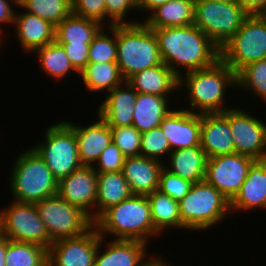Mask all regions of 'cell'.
Segmentation results:
<instances>
[{
	"mask_svg": "<svg viewBox=\"0 0 266 266\" xmlns=\"http://www.w3.org/2000/svg\"><path fill=\"white\" fill-rule=\"evenodd\" d=\"M152 30L162 62L178 77L182 76L179 66L187 70L183 73L191 72L211 67L220 59V48L194 24Z\"/></svg>",
	"mask_w": 266,
	"mask_h": 266,
	"instance_id": "obj_1",
	"label": "cell"
},
{
	"mask_svg": "<svg viewBox=\"0 0 266 266\" xmlns=\"http://www.w3.org/2000/svg\"><path fill=\"white\" fill-rule=\"evenodd\" d=\"M195 0H173L158 6L144 23L151 29L183 27L194 24Z\"/></svg>",
	"mask_w": 266,
	"mask_h": 266,
	"instance_id": "obj_27",
	"label": "cell"
},
{
	"mask_svg": "<svg viewBox=\"0 0 266 266\" xmlns=\"http://www.w3.org/2000/svg\"><path fill=\"white\" fill-rule=\"evenodd\" d=\"M250 14L238 3L195 0L194 25L220 49Z\"/></svg>",
	"mask_w": 266,
	"mask_h": 266,
	"instance_id": "obj_7",
	"label": "cell"
},
{
	"mask_svg": "<svg viewBox=\"0 0 266 266\" xmlns=\"http://www.w3.org/2000/svg\"><path fill=\"white\" fill-rule=\"evenodd\" d=\"M116 63L125 80L163 63L155 34L144 22L117 25Z\"/></svg>",
	"mask_w": 266,
	"mask_h": 266,
	"instance_id": "obj_4",
	"label": "cell"
},
{
	"mask_svg": "<svg viewBox=\"0 0 266 266\" xmlns=\"http://www.w3.org/2000/svg\"><path fill=\"white\" fill-rule=\"evenodd\" d=\"M155 266H170V264H168L167 262H165V259H159V258H155ZM173 266V265H171Z\"/></svg>",
	"mask_w": 266,
	"mask_h": 266,
	"instance_id": "obj_48",
	"label": "cell"
},
{
	"mask_svg": "<svg viewBox=\"0 0 266 266\" xmlns=\"http://www.w3.org/2000/svg\"><path fill=\"white\" fill-rule=\"evenodd\" d=\"M94 227L101 237L114 235V239L139 240L148 243L152 236L160 235L154 228L151 206L147 196L132 195L104 210L95 220Z\"/></svg>",
	"mask_w": 266,
	"mask_h": 266,
	"instance_id": "obj_2",
	"label": "cell"
},
{
	"mask_svg": "<svg viewBox=\"0 0 266 266\" xmlns=\"http://www.w3.org/2000/svg\"><path fill=\"white\" fill-rule=\"evenodd\" d=\"M34 52H37V58L39 57L38 61L43 71L56 80L67 77L72 70L78 72L71 64L63 46L55 40Z\"/></svg>",
	"mask_w": 266,
	"mask_h": 266,
	"instance_id": "obj_33",
	"label": "cell"
},
{
	"mask_svg": "<svg viewBox=\"0 0 266 266\" xmlns=\"http://www.w3.org/2000/svg\"><path fill=\"white\" fill-rule=\"evenodd\" d=\"M45 140L32 148L59 181L82 166L74 130L65 122L58 121L47 127Z\"/></svg>",
	"mask_w": 266,
	"mask_h": 266,
	"instance_id": "obj_8",
	"label": "cell"
},
{
	"mask_svg": "<svg viewBox=\"0 0 266 266\" xmlns=\"http://www.w3.org/2000/svg\"><path fill=\"white\" fill-rule=\"evenodd\" d=\"M250 15H263L266 12V0H238Z\"/></svg>",
	"mask_w": 266,
	"mask_h": 266,
	"instance_id": "obj_45",
	"label": "cell"
},
{
	"mask_svg": "<svg viewBox=\"0 0 266 266\" xmlns=\"http://www.w3.org/2000/svg\"><path fill=\"white\" fill-rule=\"evenodd\" d=\"M103 27L90 43L88 63H106L117 61V25L108 27L109 34ZM110 29V30H109Z\"/></svg>",
	"mask_w": 266,
	"mask_h": 266,
	"instance_id": "obj_36",
	"label": "cell"
},
{
	"mask_svg": "<svg viewBox=\"0 0 266 266\" xmlns=\"http://www.w3.org/2000/svg\"><path fill=\"white\" fill-rule=\"evenodd\" d=\"M148 266H155V259L152 258L149 262V265Z\"/></svg>",
	"mask_w": 266,
	"mask_h": 266,
	"instance_id": "obj_50",
	"label": "cell"
},
{
	"mask_svg": "<svg viewBox=\"0 0 266 266\" xmlns=\"http://www.w3.org/2000/svg\"><path fill=\"white\" fill-rule=\"evenodd\" d=\"M108 93L98 108V115L110 127L131 126L137 91L125 81Z\"/></svg>",
	"mask_w": 266,
	"mask_h": 266,
	"instance_id": "obj_21",
	"label": "cell"
},
{
	"mask_svg": "<svg viewBox=\"0 0 266 266\" xmlns=\"http://www.w3.org/2000/svg\"><path fill=\"white\" fill-rule=\"evenodd\" d=\"M182 75L179 77V87L185 85L187 89L189 105L193 108L191 112L223 113L231 109L229 106L224 107V96L227 87L237 88L236 73L221 59L211 67L185 72ZM195 108L198 109L197 112Z\"/></svg>",
	"mask_w": 266,
	"mask_h": 266,
	"instance_id": "obj_3",
	"label": "cell"
},
{
	"mask_svg": "<svg viewBox=\"0 0 266 266\" xmlns=\"http://www.w3.org/2000/svg\"><path fill=\"white\" fill-rule=\"evenodd\" d=\"M5 266H48V249L6 237Z\"/></svg>",
	"mask_w": 266,
	"mask_h": 266,
	"instance_id": "obj_32",
	"label": "cell"
},
{
	"mask_svg": "<svg viewBox=\"0 0 266 266\" xmlns=\"http://www.w3.org/2000/svg\"><path fill=\"white\" fill-rule=\"evenodd\" d=\"M106 18L108 26L137 24L138 21H127V13L131 10H138L137 0H105ZM110 18V19H109ZM126 19V20H124Z\"/></svg>",
	"mask_w": 266,
	"mask_h": 266,
	"instance_id": "obj_40",
	"label": "cell"
},
{
	"mask_svg": "<svg viewBox=\"0 0 266 266\" xmlns=\"http://www.w3.org/2000/svg\"><path fill=\"white\" fill-rule=\"evenodd\" d=\"M57 26L73 13L72 0H18V7Z\"/></svg>",
	"mask_w": 266,
	"mask_h": 266,
	"instance_id": "obj_34",
	"label": "cell"
},
{
	"mask_svg": "<svg viewBox=\"0 0 266 266\" xmlns=\"http://www.w3.org/2000/svg\"><path fill=\"white\" fill-rule=\"evenodd\" d=\"M79 75L87 90L95 93L105 89L110 92L126 81L116 62L88 63Z\"/></svg>",
	"mask_w": 266,
	"mask_h": 266,
	"instance_id": "obj_30",
	"label": "cell"
},
{
	"mask_svg": "<svg viewBox=\"0 0 266 266\" xmlns=\"http://www.w3.org/2000/svg\"><path fill=\"white\" fill-rule=\"evenodd\" d=\"M216 2L238 3V0H212Z\"/></svg>",
	"mask_w": 266,
	"mask_h": 266,
	"instance_id": "obj_49",
	"label": "cell"
},
{
	"mask_svg": "<svg viewBox=\"0 0 266 266\" xmlns=\"http://www.w3.org/2000/svg\"><path fill=\"white\" fill-rule=\"evenodd\" d=\"M160 127L172 151L200 146L201 114L189 109H172Z\"/></svg>",
	"mask_w": 266,
	"mask_h": 266,
	"instance_id": "obj_16",
	"label": "cell"
},
{
	"mask_svg": "<svg viewBox=\"0 0 266 266\" xmlns=\"http://www.w3.org/2000/svg\"><path fill=\"white\" fill-rule=\"evenodd\" d=\"M103 27L96 20L72 13L56 26L55 41L59 44L91 43Z\"/></svg>",
	"mask_w": 266,
	"mask_h": 266,
	"instance_id": "obj_29",
	"label": "cell"
},
{
	"mask_svg": "<svg viewBox=\"0 0 266 266\" xmlns=\"http://www.w3.org/2000/svg\"><path fill=\"white\" fill-rule=\"evenodd\" d=\"M57 194L71 205L81 208L93 221L96 219L97 172L93 166L82 165L59 180Z\"/></svg>",
	"mask_w": 266,
	"mask_h": 266,
	"instance_id": "obj_15",
	"label": "cell"
},
{
	"mask_svg": "<svg viewBox=\"0 0 266 266\" xmlns=\"http://www.w3.org/2000/svg\"><path fill=\"white\" fill-rule=\"evenodd\" d=\"M168 156L170 165L165 168L171 173L192 183L204 180L208 158L201 146L178 149Z\"/></svg>",
	"mask_w": 266,
	"mask_h": 266,
	"instance_id": "obj_25",
	"label": "cell"
},
{
	"mask_svg": "<svg viewBox=\"0 0 266 266\" xmlns=\"http://www.w3.org/2000/svg\"><path fill=\"white\" fill-rule=\"evenodd\" d=\"M24 12L15 13L13 25L16 26V35L23 50L33 53L55 40L56 26L36 15Z\"/></svg>",
	"mask_w": 266,
	"mask_h": 266,
	"instance_id": "obj_23",
	"label": "cell"
},
{
	"mask_svg": "<svg viewBox=\"0 0 266 266\" xmlns=\"http://www.w3.org/2000/svg\"><path fill=\"white\" fill-rule=\"evenodd\" d=\"M128 84L138 93L169 97L179 87V77L164 63L133 74Z\"/></svg>",
	"mask_w": 266,
	"mask_h": 266,
	"instance_id": "obj_24",
	"label": "cell"
},
{
	"mask_svg": "<svg viewBox=\"0 0 266 266\" xmlns=\"http://www.w3.org/2000/svg\"><path fill=\"white\" fill-rule=\"evenodd\" d=\"M254 161L236 152L208 158L204 180L231 201L239 192Z\"/></svg>",
	"mask_w": 266,
	"mask_h": 266,
	"instance_id": "obj_12",
	"label": "cell"
},
{
	"mask_svg": "<svg viewBox=\"0 0 266 266\" xmlns=\"http://www.w3.org/2000/svg\"><path fill=\"white\" fill-rule=\"evenodd\" d=\"M200 146L207 158L235 153L229 110L201 114Z\"/></svg>",
	"mask_w": 266,
	"mask_h": 266,
	"instance_id": "obj_17",
	"label": "cell"
},
{
	"mask_svg": "<svg viewBox=\"0 0 266 266\" xmlns=\"http://www.w3.org/2000/svg\"><path fill=\"white\" fill-rule=\"evenodd\" d=\"M0 233L9 240L32 243L47 249L52 244L35 204L14 201L0 211Z\"/></svg>",
	"mask_w": 266,
	"mask_h": 266,
	"instance_id": "obj_11",
	"label": "cell"
},
{
	"mask_svg": "<svg viewBox=\"0 0 266 266\" xmlns=\"http://www.w3.org/2000/svg\"><path fill=\"white\" fill-rule=\"evenodd\" d=\"M182 230H208L232 211L230 201L205 180L193 183L188 194L179 201Z\"/></svg>",
	"mask_w": 266,
	"mask_h": 266,
	"instance_id": "obj_6",
	"label": "cell"
},
{
	"mask_svg": "<svg viewBox=\"0 0 266 266\" xmlns=\"http://www.w3.org/2000/svg\"><path fill=\"white\" fill-rule=\"evenodd\" d=\"M105 237L99 235V246L94 266H148L151 259L147 258L146 248L149 243L139 240L113 239L105 245L101 253ZM108 245V246H106Z\"/></svg>",
	"mask_w": 266,
	"mask_h": 266,
	"instance_id": "obj_18",
	"label": "cell"
},
{
	"mask_svg": "<svg viewBox=\"0 0 266 266\" xmlns=\"http://www.w3.org/2000/svg\"><path fill=\"white\" fill-rule=\"evenodd\" d=\"M266 58V18L249 15L220 49V59L236 74L249 63Z\"/></svg>",
	"mask_w": 266,
	"mask_h": 266,
	"instance_id": "obj_9",
	"label": "cell"
},
{
	"mask_svg": "<svg viewBox=\"0 0 266 266\" xmlns=\"http://www.w3.org/2000/svg\"><path fill=\"white\" fill-rule=\"evenodd\" d=\"M13 163L8 185L14 201L35 204L57 194L58 181L32 148L23 151Z\"/></svg>",
	"mask_w": 266,
	"mask_h": 266,
	"instance_id": "obj_5",
	"label": "cell"
},
{
	"mask_svg": "<svg viewBox=\"0 0 266 266\" xmlns=\"http://www.w3.org/2000/svg\"><path fill=\"white\" fill-rule=\"evenodd\" d=\"M235 152L254 160L266 159V124L242 109H229Z\"/></svg>",
	"mask_w": 266,
	"mask_h": 266,
	"instance_id": "obj_13",
	"label": "cell"
},
{
	"mask_svg": "<svg viewBox=\"0 0 266 266\" xmlns=\"http://www.w3.org/2000/svg\"><path fill=\"white\" fill-rule=\"evenodd\" d=\"M124 159L125 157L120 149L111 142L110 145L103 150L96 165L93 167L97 173L119 172L122 171Z\"/></svg>",
	"mask_w": 266,
	"mask_h": 266,
	"instance_id": "obj_41",
	"label": "cell"
},
{
	"mask_svg": "<svg viewBox=\"0 0 266 266\" xmlns=\"http://www.w3.org/2000/svg\"><path fill=\"white\" fill-rule=\"evenodd\" d=\"M147 197L151 206L153 225L159 233L169 227L182 229L179 201L174 200L158 189L148 194Z\"/></svg>",
	"mask_w": 266,
	"mask_h": 266,
	"instance_id": "obj_31",
	"label": "cell"
},
{
	"mask_svg": "<svg viewBox=\"0 0 266 266\" xmlns=\"http://www.w3.org/2000/svg\"><path fill=\"white\" fill-rule=\"evenodd\" d=\"M35 206L52 243L79 237L94 226V221L87 213L58 194L44 198Z\"/></svg>",
	"mask_w": 266,
	"mask_h": 266,
	"instance_id": "obj_10",
	"label": "cell"
},
{
	"mask_svg": "<svg viewBox=\"0 0 266 266\" xmlns=\"http://www.w3.org/2000/svg\"><path fill=\"white\" fill-rule=\"evenodd\" d=\"M71 61V64L78 71V74L88 64V52L90 43L82 44H61Z\"/></svg>",
	"mask_w": 266,
	"mask_h": 266,
	"instance_id": "obj_43",
	"label": "cell"
},
{
	"mask_svg": "<svg viewBox=\"0 0 266 266\" xmlns=\"http://www.w3.org/2000/svg\"><path fill=\"white\" fill-rule=\"evenodd\" d=\"M6 236L0 233V266H5Z\"/></svg>",
	"mask_w": 266,
	"mask_h": 266,
	"instance_id": "obj_47",
	"label": "cell"
},
{
	"mask_svg": "<svg viewBox=\"0 0 266 266\" xmlns=\"http://www.w3.org/2000/svg\"><path fill=\"white\" fill-rule=\"evenodd\" d=\"M163 162L144 156L124 159L122 173L133 195L147 196L158 189Z\"/></svg>",
	"mask_w": 266,
	"mask_h": 266,
	"instance_id": "obj_20",
	"label": "cell"
},
{
	"mask_svg": "<svg viewBox=\"0 0 266 266\" xmlns=\"http://www.w3.org/2000/svg\"><path fill=\"white\" fill-rule=\"evenodd\" d=\"M192 185V182L171 173L165 168V165L160 172L158 190L166 193L176 201L183 199L190 191Z\"/></svg>",
	"mask_w": 266,
	"mask_h": 266,
	"instance_id": "obj_39",
	"label": "cell"
},
{
	"mask_svg": "<svg viewBox=\"0 0 266 266\" xmlns=\"http://www.w3.org/2000/svg\"><path fill=\"white\" fill-rule=\"evenodd\" d=\"M173 0H137V8L138 10H145L152 12L158 6L168 3Z\"/></svg>",
	"mask_w": 266,
	"mask_h": 266,
	"instance_id": "obj_46",
	"label": "cell"
},
{
	"mask_svg": "<svg viewBox=\"0 0 266 266\" xmlns=\"http://www.w3.org/2000/svg\"><path fill=\"white\" fill-rule=\"evenodd\" d=\"M238 88L251 90L266 102V58L249 63L236 74Z\"/></svg>",
	"mask_w": 266,
	"mask_h": 266,
	"instance_id": "obj_35",
	"label": "cell"
},
{
	"mask_svg": "<svg viewBox=\"0 0 266 266\" xmlns=\"http://www.w3.org/2000/svg\"><path fill=\"white\" fill-rule=\"evenodd\" d=\"M98 246L94 226L79 237L57 240L48 249V266H94Z\"/></svg>",
	"mask_w": 266,
	"mask_h": 266,
	"instance_id": "obj_14",
	"label": "cell"
},
{
	"mask_svg": "<svg viewBox=\"0 0 266 266\" xmlns=\"http://www.w3.org/2000/svg\"><path fill=\"white\" fill-rule=\"evenodd\" d=\"M171 152V147L160 126L141 133L140 156L161 161L162 155L165 156Z\"/></svg>",
	"mask_w": 266,
	"mask_h": 266,
	"instance_id": "obj_37",
	"label": "cell"
},
{
	"mask_svg": "<svg viewBox=\"0 0 266 266\" xmlns=\"http://www.w3.org/2000/svg\"><path fill=\"white\" fill-rule=\"evenodd\" d=\"M112 142L125 158L140 156L141 133L133 126L110 127Z\"/></svg>",
	"mask_w": 266,
	"mask_h": 266,
	"instance_id": "obj_38",
	"label": "cell"
},
{
	"mask_svg": "<svg viewBox=\"0 0 266 266\" xmlns=\"http://www.w3.org/2000/svg\"><path fill=\"white\" fill-rule=\"evenodd\" d=\"M97 117L99 119L88 126L65 121L75 132L79 159L85 166H94L103 150L112 142L110 126L100 115Z\"/></svg>",
	"mask_w": 266,
	"mask_h": 266,
	"instance_id": "obj_19",
	"label": "cell"
},
{
	"mask_svg": "<svg viewBox=\"0 0 266 266\" xmlns=\"http://www.w3.org/2000/svg\"><path fill=\"white\" fill-rule=\"evenodd\" d=\"M122 171L97 173L96 218L108 207L132 196Z\"/></svg>",
	"mask_w": 266,
	"mask_h": 266,
	"instance_id": "obj_28",
	"label": "cell"
},
{
	"mask_svg": "<svg viewBox=\"0 0 266 266\" xmlns=\"http://www.w3.org/2000/svg\"><path fill=\"white\" fill-rule=\"evenodd\" d=\"M14 3L18 6V0H0V23L1 24H14L15 18V10L13 6L11 7V3ZM14 10V11H13ZM2 29L0 27V34L2 35Z\"/></svg>",
	"mask_w": 266,
	"mask_h": 266,
	"instance_id": "obj_44",
	"label": "cell"
},
{
	"mask_svg": "<svg viewBox=\"0 0 266 266\" xmlns=\"http://www.w3.org/2000/svg\"><path fill=\"white\" fill-rule=\"evenodd\" d=\"M266 208V159L255 160L239 192L230 201V210Z\"/></svg>",
	"mask_w": 266,
	"mask_h": 266,
	"instance_id": "obj_22",
	"label": "cell"
},
{
	"mask_svg": "<svg viewBox=\"0 0 266 266\" xmlns=\"http://www.w3.org/2000/svg\"><path fill=\"white\" fill-rule=\"evenodd\" d=\"M169 102L168 97L137 92L132 125L140 133L159 127L172 110L168 106Z\"/></svg>",
	"mask_w": 266,
	"mask_h": 266,
	"instance_id": "obj_26",
	"label": "cell"
},
{
	"mask_svg": "<svg viewBox=\"0 0 266 266\" xmlns=\"http://www.w3.org/2000/svg\"><path fill=\"white\" fill-rule=\"evenodd\" d=\"M73 13L75 15L106 23L105 0H72Z\"/></svg>",
	"mask_w": 266,
	"mask_h": 266,
	"instance_id": "obj_42",
	"label": "cell"
}]
</instances>
